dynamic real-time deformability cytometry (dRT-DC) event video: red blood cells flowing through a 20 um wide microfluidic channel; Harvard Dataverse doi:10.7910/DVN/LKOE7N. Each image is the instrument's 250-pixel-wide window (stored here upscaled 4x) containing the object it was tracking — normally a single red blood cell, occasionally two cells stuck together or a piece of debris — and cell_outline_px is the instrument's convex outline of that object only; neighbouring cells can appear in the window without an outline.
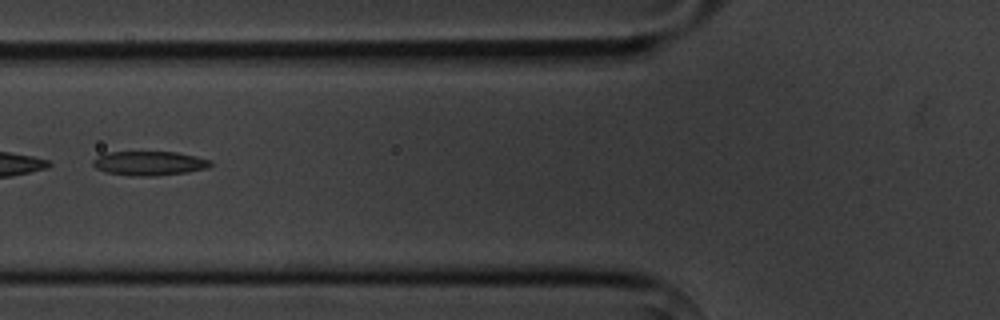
{"species": "common noctule bat (a hibernating species)", "species_latin": "Nyctalus noctula", "temperature_condition": "cold", "stored_images_in_passage": 6, "camera_frame_rate_fps": 3000, "um_per_image_px": 0.085, "animal": {"sex": "male", "body_mass_g": 20.1, "forearm_length_mm": 53.5}, "frame": {"image": 1, "passage_image": 6, "time_ms": 5.667, "image_size_px": [1000, 320], "cell_outline_px": [[212, 164], [208, 168], [188, 172], [156, 176], [132, 176], [108, 172], [96, 168], [92, 164], [92, 160], [104, 152], [176, 152], [196, 156], [212, 160]], "centroid_in_image_um": [12.71, 13.88], "position_along_channel_um": 113.1, "area_um2": 16.7}}